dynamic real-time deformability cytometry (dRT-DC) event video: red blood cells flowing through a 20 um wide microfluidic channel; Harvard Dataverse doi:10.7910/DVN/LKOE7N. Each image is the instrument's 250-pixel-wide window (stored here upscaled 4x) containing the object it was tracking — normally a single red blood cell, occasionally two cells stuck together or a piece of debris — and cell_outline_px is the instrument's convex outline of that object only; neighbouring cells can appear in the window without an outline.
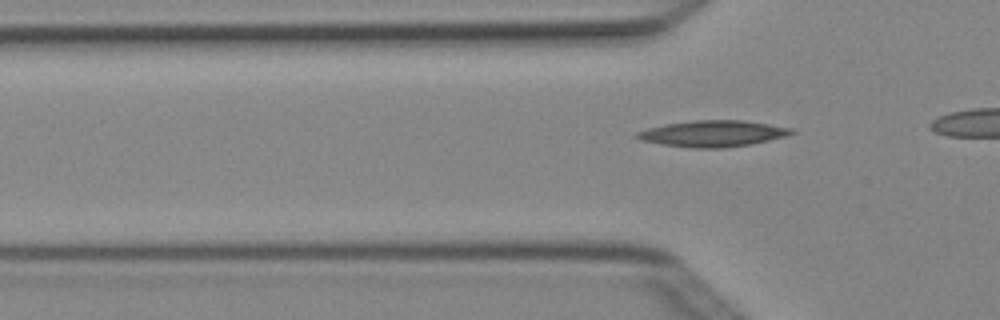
{"species": "Egyptian fruit bat (a non-hibernating species)", "species_latin": "Rousettus aegyptiacus", "temperature_condition": "cold", "stored_images_in_passage": 6, "camera_frame_rate_fps": 3000, "um_per_image_px": 0.085, "animal": {"sex": "female"}, "frame": {"image": 1, "passage_image": 2, "time_ms": 0.333, "image_size_px": [1000, 320], "cell_outline_px": [[796, 132], [784, 136], [768, 140], [748, 144], [724, 148], [692, 148], [660, 144], [640, 140], [632, 136], [636, 132], [648, 128], [664, 124], [692, 120], [744, 120], [796, 128]], "centroid_in_image_um": [60.56, 11.34], "position_along_channel_um": 65.2, "area_um2": 23.81}}
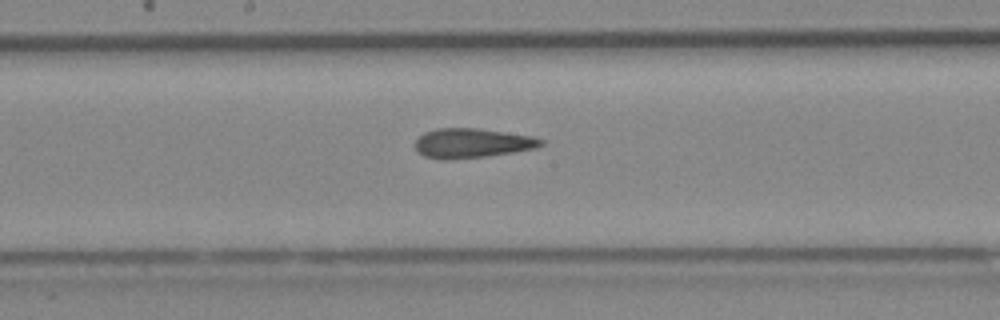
{"frame": {"image": 2, "passage_image": 6, "time_ms": 1.667, "image_size_px": [1000, 320], "cell_outline_px": [[544, 144], [536, 148], [488, 156], [448, 160], [444, 160], [424, 156], [416, 148], [416, 140], [424, 132], [436, 128], [476, 128], [532, 136], [544, 140]], "centroid_in_image_um": [40.13, 12.17], "position_along_channel_um": 208.1, "area_um2": 21.56}}